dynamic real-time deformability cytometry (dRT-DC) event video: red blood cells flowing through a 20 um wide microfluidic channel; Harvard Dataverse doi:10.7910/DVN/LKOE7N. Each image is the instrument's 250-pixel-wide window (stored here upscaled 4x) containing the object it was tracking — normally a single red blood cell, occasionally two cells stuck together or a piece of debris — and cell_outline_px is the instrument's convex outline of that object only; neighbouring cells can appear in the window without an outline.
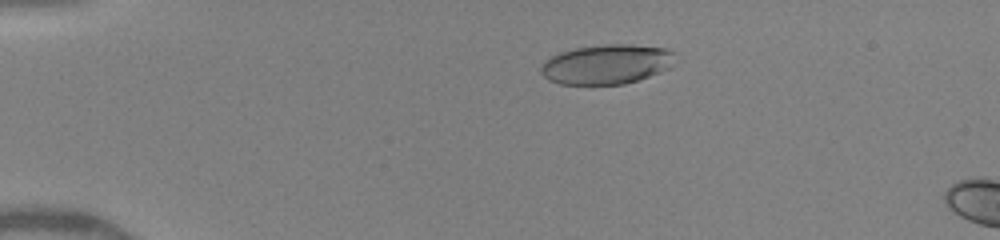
{"species": "human", "species_latin": "Homo sapiens", "temperature_condition": "warm", "stored_images_in_passage": 9, "camera_frame_rate_fps": 3000, "um_per_image_px": 0.085, "donor": {"sex": "female"}, "frame": {"image": 1, "passage_image": 6, "time_ms": 3.333, "image_size_px": [1000, 240], "cell_outline_px": [[672, 52], [668, 68], [660, 72], [624, 84], [560, 84], [548, 80], [540, 72], [540, 68], [544, 60], [560, 52], [576, 48], [604, 44], [632, 44], [664, 48]], "centroid_in_image_um": [51.47, 5.46], "position_along_channel_um": 33.5, "area_um2": 30.58}}